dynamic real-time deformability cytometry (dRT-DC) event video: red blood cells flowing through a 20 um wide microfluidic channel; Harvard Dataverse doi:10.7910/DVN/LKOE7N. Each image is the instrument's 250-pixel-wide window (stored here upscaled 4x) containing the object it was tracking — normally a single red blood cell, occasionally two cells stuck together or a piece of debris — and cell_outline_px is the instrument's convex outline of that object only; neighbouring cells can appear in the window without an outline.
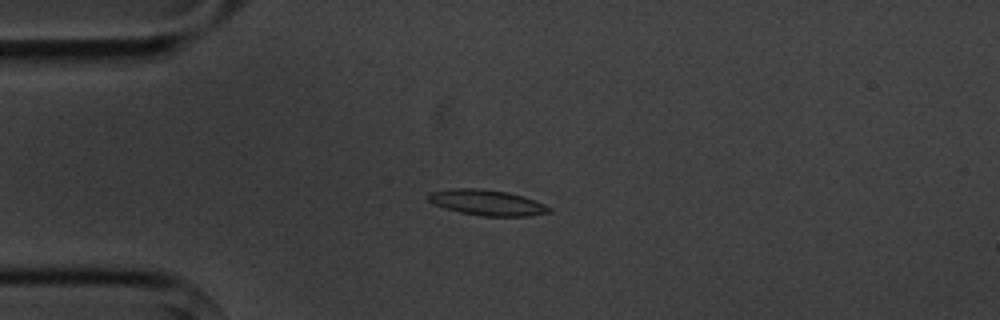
{"species": "common noctule bat (a hibernating species)", "species_latin": "Nyctalus noctula", "temperature_condition": "cold", "stored_images_in_passage": 6, "camera_frame_rate_fps": 3000, "um_per_image_px": 0.085, "animal": {"sex": "male", "body_mass_g": 20.1, "forearm_length_mm": 53.5}, "frame": {"image": 1, "passage_image": 4, "time_ms": 3.667, "image_size_px": [1000, 320], "cell_outline_px": [[552, 212], [528, 216], [484, 216], [460, 212], [444, 208], [428, 200], [428, 192], [460, 188], [476, 188], [508, 192], [524, 196], [544, 204], [552, 208]], "centroid_in_image_um": [41.44, 17.22], "position_along_channel_um": 43.6, "area_um2": 17.92}}
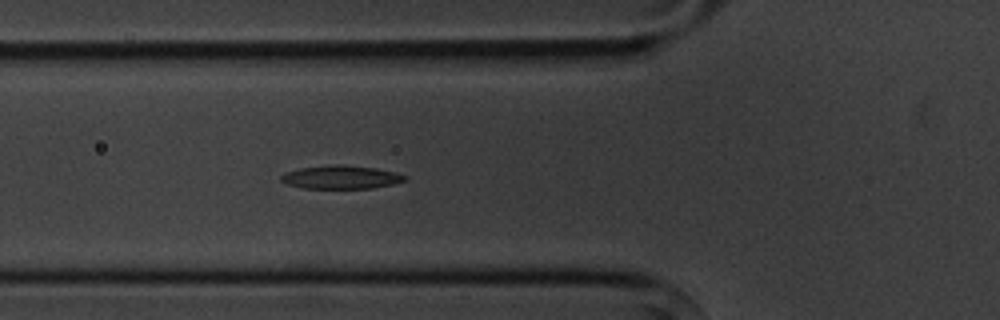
{"frame": {"image": 2, "passage_image": 6, "time_ms": 5.667, "image_size_px": [1000, 320], "cell_outline_px": [[408, 180], [392, 184], [372, 188], [304, 188], [288, 184], [280, 180], [280, 176], [284, 172], [300, 168], [336, 164], [340, 164], [376, 168], [396, 172], [408, 176]], "centroid_in_image_um": [29.01, 15.05], "position_along_channel_um": 96.8, "area_um2": 16.88}}